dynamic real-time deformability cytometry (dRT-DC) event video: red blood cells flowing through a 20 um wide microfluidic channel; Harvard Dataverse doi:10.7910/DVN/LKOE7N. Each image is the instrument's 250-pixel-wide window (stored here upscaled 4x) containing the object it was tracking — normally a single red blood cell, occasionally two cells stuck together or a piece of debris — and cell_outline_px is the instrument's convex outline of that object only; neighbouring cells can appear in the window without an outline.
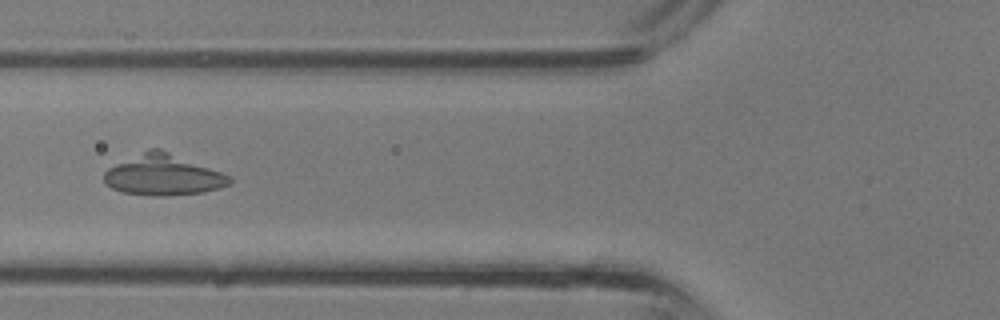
{"species": "common noctule bat (a hibernating species)", "species_latin": "Nyctalus noctula", "temperature_condition": "room temperature", "stored_images_in_passage": 24, "camera_frame_rate_fps": 3000, "um_per_image_px": 0.085, "animal": {"sex": "male", "body_mass_g": 13.3}, "frame": {"image": 1, "passage_image": 6, "time_ms": 1.667, "image_size_px": [1000, 320], "cell_outline_px": [[232, 184], [200, 192], [164, 196], [152, 196], [124, 192], [112, 188], [104, 180], [104, 172], [108, 168], [148, 148], [160, 148], [232, 176]], "centroid_in_image_um": [13.88, 14.86], "position_along_channel_um": 111.9, "area_um2": 29.59}}
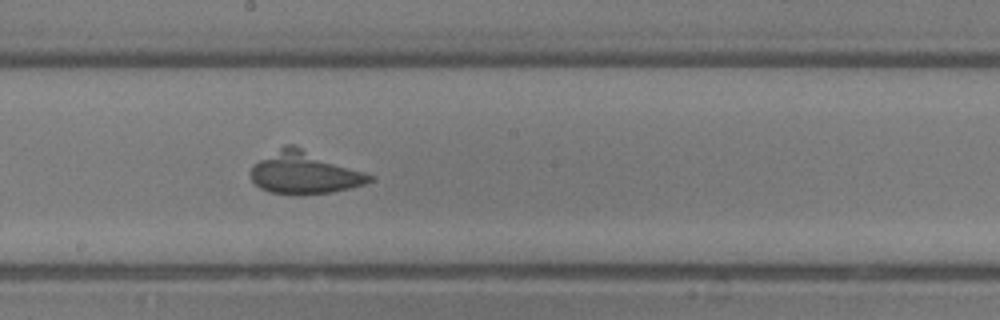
{"frame": {"image": 2, "passage_image": 12, "time_ms": 3.667, "image_size_px": [1000, 320], "cell_outline_px": [[376, 176], [372, 180], [364, 184], [332, 192], [300, 196], [296, 196], [268, 192], [260, 188], [252, 180], [252, 168], [260, 160], [284, 144], [292, 144]], "centroid_in_image_um": [25.9, 14.71], "position_along_channel_um": 222.3, "area_um2": 29.25}}
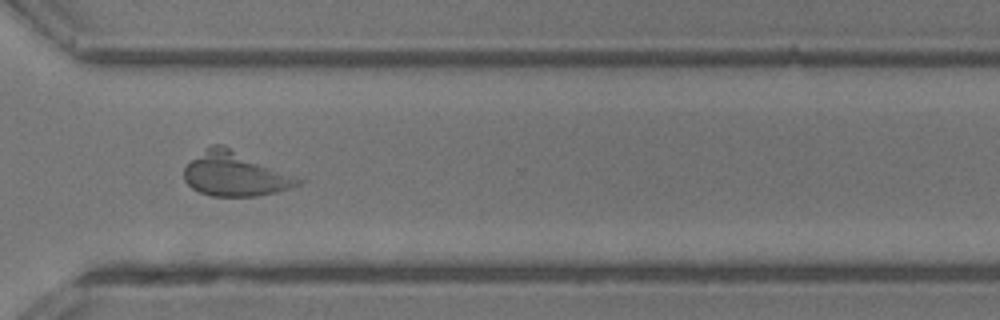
{"frame": {"image": 3, "passage_image": 19, "time_ms": 6.0, "image_size_px": [1000, 320], "cell_outline_px": [[308, 180], [300, 184], [276, 192], [256, 196], [212, 196], [200, 192], [192, 188], [184, 180], [184, 168], [192, 160], [212, 144], [224, 144]], "centroid_in_image_um": [20.05, 14.78], "position_along_channel_um": 350.5, "area_um2": 29.65}}